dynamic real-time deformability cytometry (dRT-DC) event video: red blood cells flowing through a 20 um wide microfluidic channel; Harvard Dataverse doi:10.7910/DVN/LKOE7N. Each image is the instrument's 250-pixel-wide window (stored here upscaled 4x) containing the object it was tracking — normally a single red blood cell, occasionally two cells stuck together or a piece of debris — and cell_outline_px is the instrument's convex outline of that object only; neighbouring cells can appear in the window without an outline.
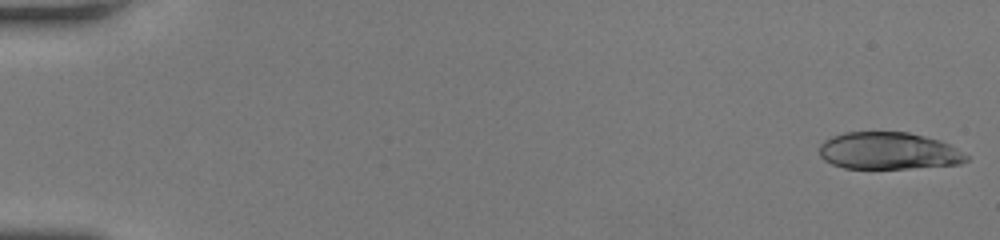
{"species": "human", "species_latin": "Homo sapiens", "temperature_condition": "room temperature", "stored_images_in_passage": 50, "camera_frame_rate_fps": 3000, "um_per_image_px": 0.085, "donor": {"sex": "female"}, "frame": {"image": 1, "passage_image": 1, "time_ms": 0.0, "image_size_px": [1000, 240], "cell_outline_px": [[968, 160], [960, 164], [908, 168], [844, 168], [832, 164], [824, 160], [820, 156], [820, 144], [824, 140], [832, 136], [844, 132], [908, 132], [940, 140], [956, 148], [968, 156]], "centroid_in_image_um": [75.51, 12.82], "position_along_channel_um": 9.5, "area_um2": 31.73}}
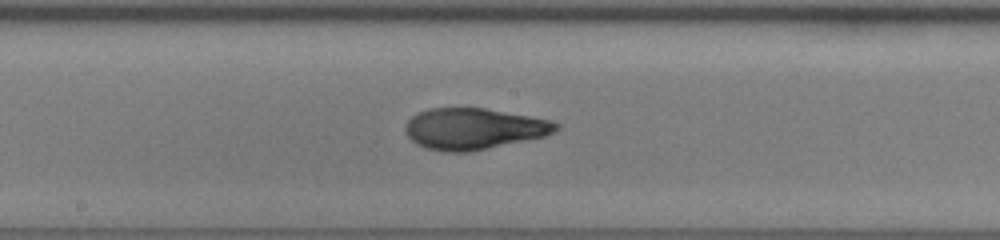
{"frame": {"image": 2, "passage_image": 28, "time_ms": 9.0, "image_size_px": [1000, 240], "cell_outline_px": [[560, 128], [556, 132], [544, 136], [468, 152], [444, 152], [428, 148], [416, 144], [404, 132], [404, 128], [408, 120], [412, 116], [428, 108], [484, 108], [528, 116], [548, 120], [560, 124]], "centroid_in_image_um": [40.24, 10.94], "position_along_channel_um": 208.0, "area_um2": 35.89}}
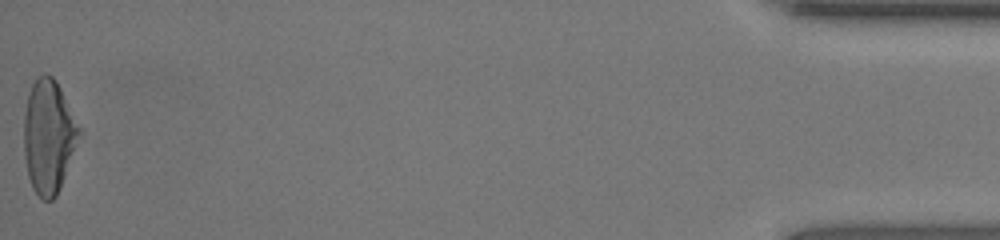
{"frame": {"image": 3, "passage_image": 50, "time_ms": 16.333, "image_size_px": [1000, 240], "cell_outline_px": [[84, 132], [60, 188], [56, 196], [52, 200], [44, 200], [32, 188], [28, 176], [24, 156], [24, 112], [28, 92], [36, 76], [44, 72], [52, 76], [56, 80]], "centroid_in_image_um": [4.16, 11.56], "position_along_channel_um": 431.0, "area_um2": 37.4}, "authors_computed_cell_mechanics": {"area_um2": 35.836, "velocity_mm_per_s": 4.2985, "shape_relaxation_time_tau1_ms": 8.7643, "shape_relaxation_time_tau2_ms": 0.9817, "deformation_change_tau1": 0.3588, "deformation_change_tau2": 0.0707}}